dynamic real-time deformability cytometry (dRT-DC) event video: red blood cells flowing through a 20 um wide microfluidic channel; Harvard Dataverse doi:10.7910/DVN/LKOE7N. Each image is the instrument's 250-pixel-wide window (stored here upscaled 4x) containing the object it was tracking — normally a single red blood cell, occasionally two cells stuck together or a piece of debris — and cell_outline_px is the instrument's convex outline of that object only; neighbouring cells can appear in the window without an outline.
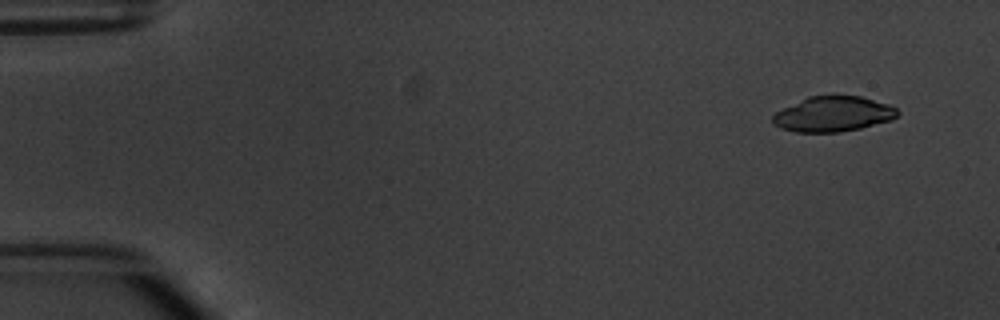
{"species": "common noctule bat (a hibernating species)", "species_latin": "Nyctalus noctula", "temperature_condition": "warm", "stored_images_in_passage": 5, "segment_of_instrument_passage": [2, 2], "camera_frame_rate_fps": 3000, "um_per_image_px": 0.085, "animal": {"sex": "male", "body_mass_g": 20.1, "forearm_length_mm": 53.5}, "frame": {"image": 1, "passage_image": 5, "time_ms": 5.667, "image_size_px": [1000, 320], "cell_outline_px": [[900, 112], [892, 120], [860, 128], [840, 132], [796, 132], [780, 128], [772, 124], [772, 116], [776, 112], [808, 96], [860, 96], [888, 104], [896, 108]], "centroid_in_image_um": [70.81, 9.7], "position_along_channel_um": 14.2, "area_um2": 25.49}}